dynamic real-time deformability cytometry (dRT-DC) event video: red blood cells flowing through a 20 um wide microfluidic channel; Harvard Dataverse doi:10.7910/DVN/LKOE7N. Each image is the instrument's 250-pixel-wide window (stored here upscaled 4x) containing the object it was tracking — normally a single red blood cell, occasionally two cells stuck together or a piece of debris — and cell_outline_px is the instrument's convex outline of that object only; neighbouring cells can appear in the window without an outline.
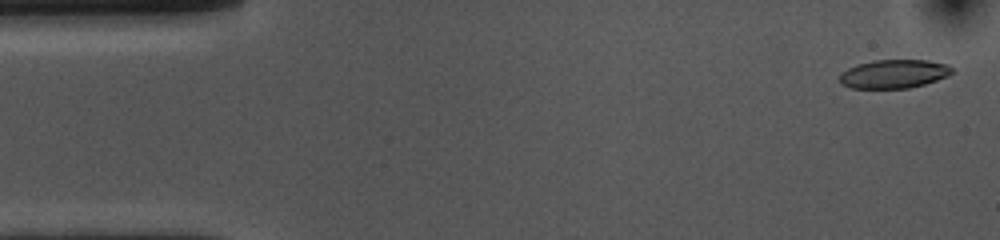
{"species": "common noctule bat (a hibernating species)", "species_latin": "Nyctalus noctula", "temperature_condition": "cold", "stored_images_in_passage": 53, "camera_frame_rate_fps": 3000, "um_per_image_px": 0.085, "animal": {"sex": "female", "body_mass_g": 10.0, "forearm_length_mm": 53.1}, "frame": {"image": 1, "passage_image": 2, "time_ms": 0.333, "image_size_px": [1000, 240], "cell_outline_px": [[952, 72], [948, 76], [924, 84], [908, 88], [852, 88], [840, 84], [840, 72], [856, 64], [872, 60], [928, 60], [948, 64], [952, 68]], "centroid_in_image_um": [75.96, 6.27], "position_along_channel_um": 9.0, "area_um2": 18.84}}
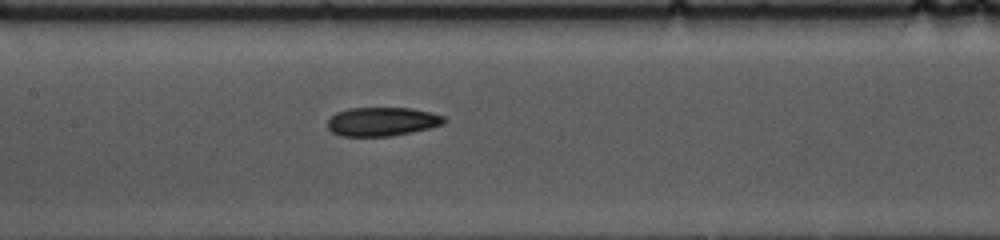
{"frame": {"image": 2, "passage_image": 24, "time_ms": 7.667, "image_size_px": [1000, 240], "cell_outline_px": [[448, 120], [444, 124], [412, 132], [392, 136], [340, 136], [332, 132], [328, 128], [328, 120], [336, 112], [348, 108], [412, 108], [444, 116]], "centroid_in_image_um": [32.48, 10.34], "position_along_channel_um": 174.9, "area_um2": 19.59}}
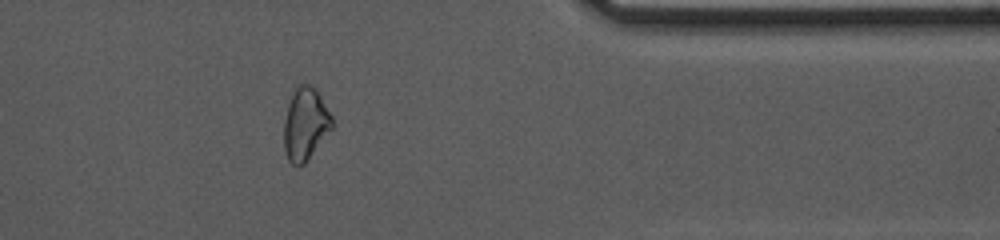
{"frame": {"image": 3, "passage_image": 43, "time_ms": 14.0, "image_size_px": [1000, 240], "cell_outline_px": [[332, 128], [304, 164], [292, 164], [288, 160], [284, 152], [284, 120], [288, 104], [296, 88], [300, 84], [308, 84], [316, 88], [332, 116]], "centroid_in_image_um": [25.95, 10.53], "position_along_channel_um": 385.5, "area_um2": 20.06}, "authors_computed_cell_mechanics": {"area_um2": 20.0566, "velocity_mm_per_s": 3.671, "shape_relaxation_time_tau1_ms": 5.7815, "shape_relaxation_time_tau2_ms": 7.0604, "deformation_change_tau1": 0.1548, "deformation_change_tau2": 0.1468}}